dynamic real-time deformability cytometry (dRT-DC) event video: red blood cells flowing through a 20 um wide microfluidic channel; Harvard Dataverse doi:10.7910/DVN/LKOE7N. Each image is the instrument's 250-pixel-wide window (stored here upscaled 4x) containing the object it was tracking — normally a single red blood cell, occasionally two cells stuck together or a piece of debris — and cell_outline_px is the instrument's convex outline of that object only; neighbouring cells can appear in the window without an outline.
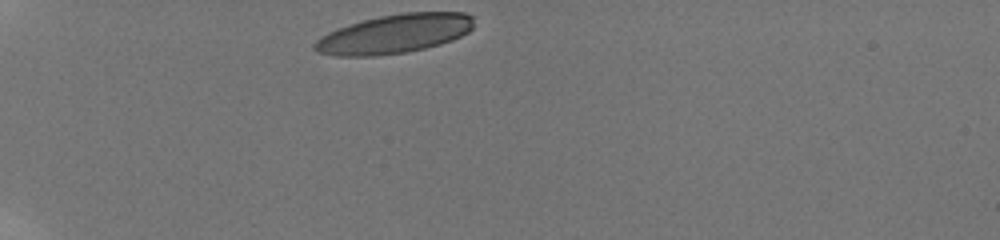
{"species": "human", "species_latin": "Homo sapiens", "temperature_condition": "room temperature", "stored_images_in_passage": 34, "camera_frame_rate_fps": 3000, "um_per_image_px": 0.085, "donor": {"sex": "male"}, "frame": {"image": 1, "passage_image": 1, "time_ms": 0.0, "image_size_px": [1000, 240], "cell_outline_px": [[472, 28], [468, 32], [452, 40], [440, 44], [408, 52], [376, 56], [336, 56], [316, 52], [312, 48], [312, 44], [316, 40], [328, 32], [348, 24], [380, 16], [404, 12], [464, 12], [472, 16]], "centroid_in_image_um": [33.49, 2.88], "position_along_channel_um": 51.5, "area_um2": 36.24}}
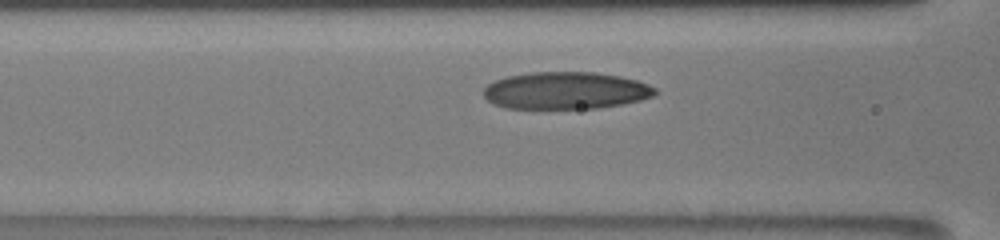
{"frame": {"image": 2, "passage_image": 10, "time_ms": 3.0, "image_size_px": [1000, 240], "cell_outline_px": [[656, 92], [652, 96], [640, 100], [600, 108], [504, 108], [492, 104], [484, 96], [484, 88], [488, 84], [496, 80], [508, 76], [532, 72], [592, 72], [620, 76], [636, 80], [648, 84], [656, 88]], "centroid_in_image_um": [48.07, 7.7], "position_along_channel_um": 118.5, "area_um2": 37.05}}
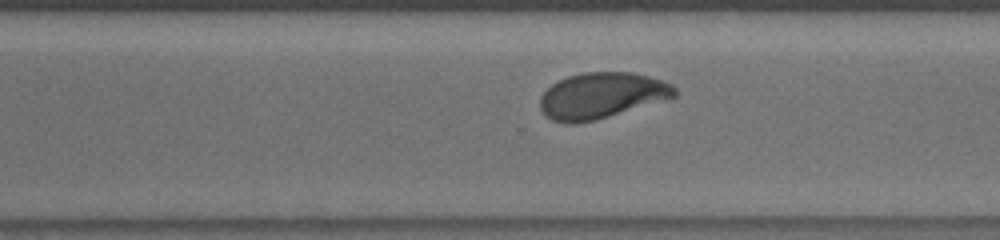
{"frame": {"image": 3, "passage_image": 26, "time_ms": 8.333, "image_size_px": [1000, 240], "cell_outline_px": [[676, 96], [668, 100], [596, 120], [572, 124], [552, 120], [540, 108], [540, 96], [552, 84], [568, 76], [584, 72], [632, 72], [664, 80], [672, 84], [676, 88]], "centroid_in_image_um": [51.19, 8.12], "position_along_channel_um": 319.4, "area_um2": 36.18}, "authors_computed_cell_mechanics": {"area_um2": 36.992, "velocity_mm_per_s": 3.7727, "shape_relaxation_time_tau1_ms": 3.9041, "shape_relaxation_time_tau2_ms": 1.0544, "deformation_change_tau1": 0.1715, "deformation_change_tau2": 0.0573}}